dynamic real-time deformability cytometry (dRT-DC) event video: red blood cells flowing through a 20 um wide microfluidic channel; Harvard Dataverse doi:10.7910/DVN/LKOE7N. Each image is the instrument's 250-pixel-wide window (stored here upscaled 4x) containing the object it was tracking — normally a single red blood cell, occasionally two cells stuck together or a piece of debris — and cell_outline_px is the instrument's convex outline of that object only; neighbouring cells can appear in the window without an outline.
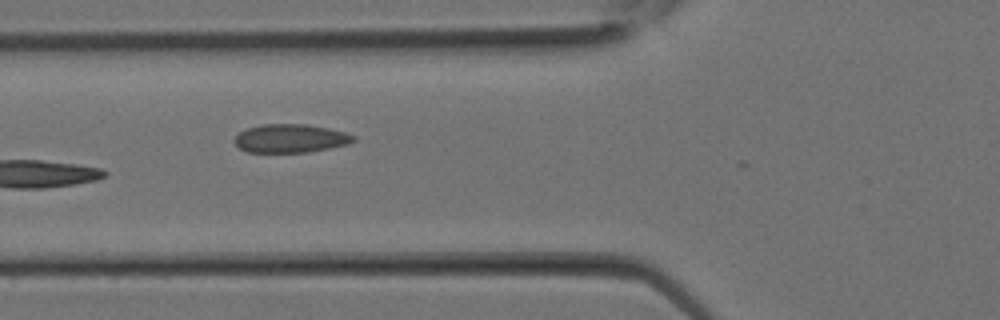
{"species": "Egyptian fruit bat (a non-hibernating species)", "species_latin": "Rousettus aegyptiacus", "temperature_condition": "room temperature", "stored_images_in_passage": 25, "camera_frame_rate_fps": 3000, "um_per_image_px": 0.085, "animal": {"sex": "female"}, "frame": {"image": 1, "passage_image": 11, "time_ms": 3.333, "image_size_px": [1000, 320], "cell_outline_px": [[356, 140], [348, 144], [308, 152], [248, 152], [240, 148], [232, 140], [240, 132], [248, 128], [260, 124], [308, 124], [328, 128], [344, 132], [356, 136]], "centroid_in_image_um": [24.69, 11.76], "position_along_channel_um": 101.1, "area_um2": 19.71}}
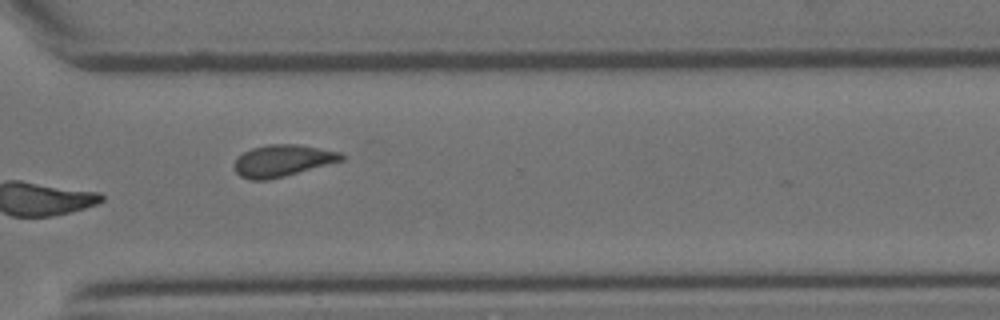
{"frame": {"image": 2, "passage_image": 21, "time_ms": 6.667, "image_size_px": [1000, 320], "cell_outline_px": [[348, 156], [344, 160], [284, 176], [268, 180], [252, 180], [240, 176], [236, 172], [236, 156], [252, 148], [268, 144], [296, 144], [340, 152]], "centroid_in_image_um": [24.04, 13.65], "position_along_channel_um": 346.6, "area_um2": 19.71}}